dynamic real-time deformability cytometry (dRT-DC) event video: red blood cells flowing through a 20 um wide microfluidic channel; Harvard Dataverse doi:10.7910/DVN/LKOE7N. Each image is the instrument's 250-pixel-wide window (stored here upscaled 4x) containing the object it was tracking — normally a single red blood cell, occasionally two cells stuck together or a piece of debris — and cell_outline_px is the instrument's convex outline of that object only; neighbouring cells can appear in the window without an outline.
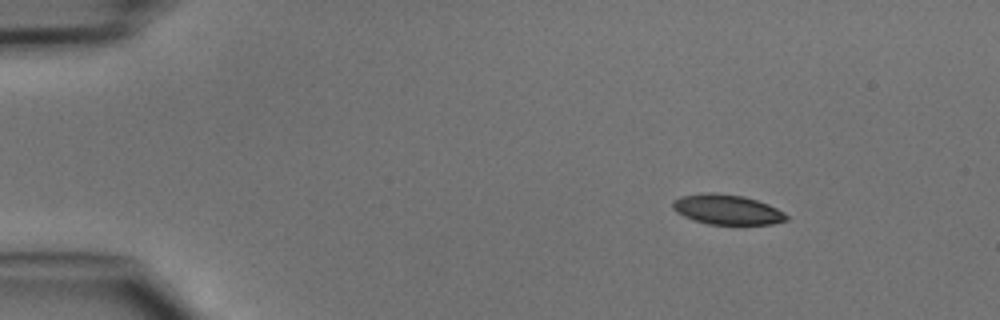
{"species": "common noctule bat (a hibernating species)", "species_latin": "Nyctalus noctula", "temperature_condition": "cold", "stored_images_in_passage": 42, "camera_frame_rate_fps": 3000, "um_per_image_px": 0.085, "animal": {"sex": "male", "body_mass_g": 15.6}, "frame": {"image": 1, "passage_image": 1, "time_ms": 0.0, "image_size_px": [1000, 320], "cell_outline_px": [[788, 220], [772, 224], [708, 224], [684, 216], [676, 212], [672, 208], [672, 200], [680, 196], [708, 192], [712, 192], [744, 196], [768, 204], [784, 212], [788, 216]], "centroid_in_image_um": [61.79, 17.8], "position_along_channel_um": 23.2, "area_um2": 19.83}}
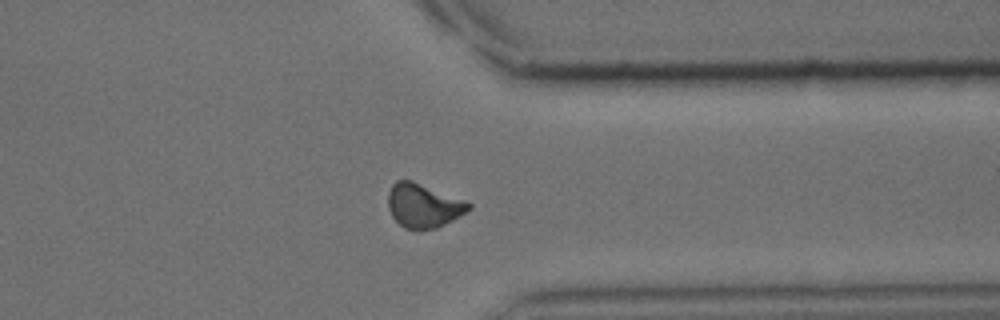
{"frame": {"image": 2, "passage_image": 32, "time_ms": 10.333, "image_size_px": [1000, 320], "cell_outline_px": [[472, 208], [460, 216], [436, 228], [420, 232], [404, 228], [392, 216], [388, 208], [388, 192], [392, 184], [396, 180], [412, 180], [468, 200], [472, 204]], "centroid_in_image_um": [36.01, 17.48], "position_along_channel_um": 375.4, "area_um2": 21.21}}
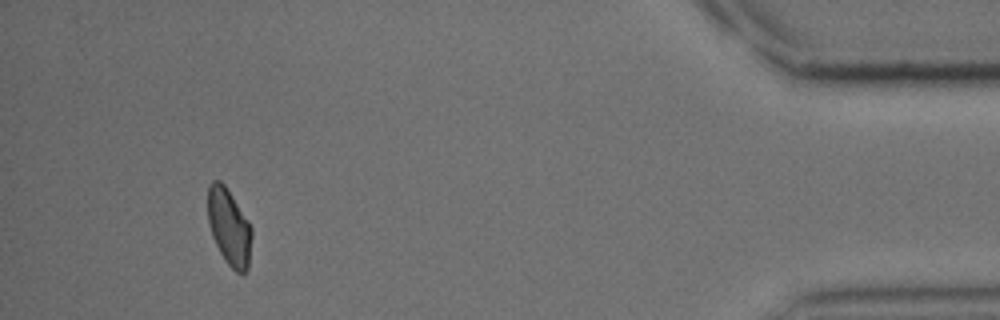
{"frame": {"image": 3, "passage_image": 39, "time_ms": 12.667, "image_size_px": [1000, 320], "cell_outline_px": [[252, 236], [248, 268], [244, 272], [236, 272], [224, 260], [212, 236], [208, 224], [208, 184], [212, 180], [220, 180], [224, 184], [248, 220], [252, 228]], "centroid_in_image_um": [19.46, 19.28], "position_along_channel_um": 415.7, "area_um2": 19.59}}